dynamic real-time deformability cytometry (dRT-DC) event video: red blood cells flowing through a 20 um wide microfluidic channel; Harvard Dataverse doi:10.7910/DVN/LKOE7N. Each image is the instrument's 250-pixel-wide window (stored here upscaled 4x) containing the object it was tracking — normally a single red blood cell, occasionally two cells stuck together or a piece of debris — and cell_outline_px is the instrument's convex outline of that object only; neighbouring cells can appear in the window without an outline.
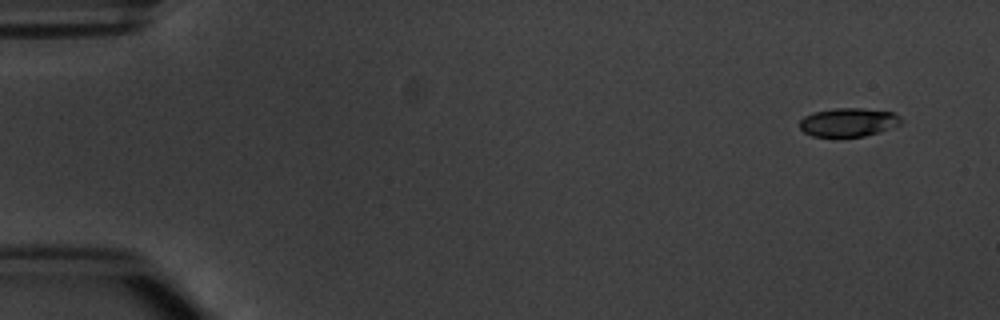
{"species": "common noctule bat (a hibernating species)", "species_latin": "Nyctalus noctula", "temperature_condition": "warm", "stored_images_in_passage": 5, "camera_frame_rate_fps": 3000, "um_per_image_px": 0.085, "animal": {"sex": "male", "body_mass_g": 20.1, "forearm_length_mm": 53.5}, "frame": {"image": 1, "passage_image": 1, "time_ms": 0.0, "image_size_px": [1000, 320], "cell_outline_px": [[904, 120], [900, 124], [880, 132], [864, 136], [812, 136], [804, 132], [800, 128], [800, 120], [804, 116], [812, 112], [832, 108], [864, 108], [896, 112]], "centroid_in_image_um": [72.14, 10.37], "position_along_channel_um": 12.9, "area_um2": 17.11}}